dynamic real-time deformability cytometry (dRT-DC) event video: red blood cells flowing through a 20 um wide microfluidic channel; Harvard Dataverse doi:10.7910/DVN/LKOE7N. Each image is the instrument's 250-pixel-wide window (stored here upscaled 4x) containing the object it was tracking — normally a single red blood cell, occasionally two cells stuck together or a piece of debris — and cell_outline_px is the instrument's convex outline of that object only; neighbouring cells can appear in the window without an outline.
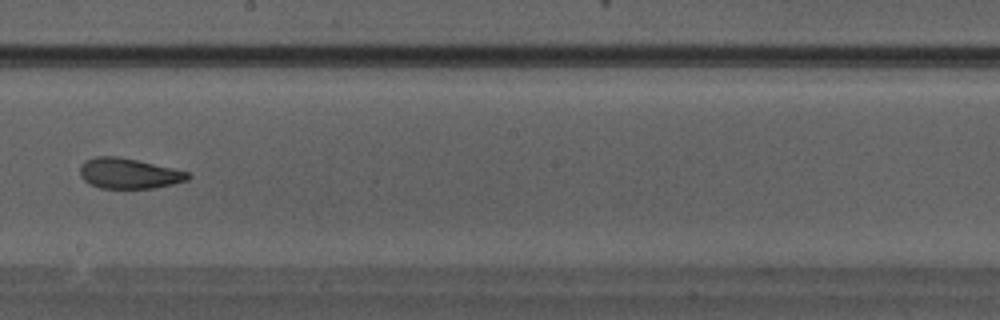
{"species": "Egyptian fruit bat (a non-hibernating species)", "species_latin": "Rousettus aegyptiacus", "temperature_condition": "warm", "stored_images_in_passage": 34, "camera_frame_rate_fps": 3000, "um_per_image_px": 0.085, "animal": {"sex": "male"}, "frame": {"image": 1, "passage_image": 20, "time_ms": 6.333, "image_size_px": [1000, 320], "cell_outline_px": [[192, 176], [188, 180], [156, 188], [100, 188], [84, 180], [80, 176], [80, 164], [84, 160], [96, 156], [120, 156], [172, 168], [188, 172]], "centroid_in_image_um": [10.94, 14.73], "position_along_channel_um": 237.3, "area_um2": 19.19}}